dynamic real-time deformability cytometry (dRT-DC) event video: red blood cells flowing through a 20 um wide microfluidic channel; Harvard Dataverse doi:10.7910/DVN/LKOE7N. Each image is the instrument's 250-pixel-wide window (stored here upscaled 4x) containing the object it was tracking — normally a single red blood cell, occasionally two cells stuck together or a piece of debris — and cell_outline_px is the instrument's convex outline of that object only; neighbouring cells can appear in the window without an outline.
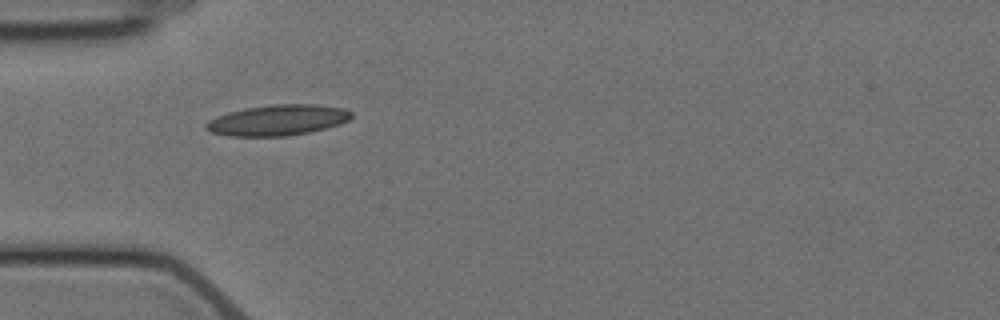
{"species": "Egyptian fruit bat (a non-hibernating species)", "species_latin": "Rousettus aegyptiacus", "temperature_condition": "cold", "stored_images_in_passage": 14, "camera_frame_rate_fps": 3000, "um_per_image_px": 0.085, "animal": {"sex": "female"}, "frame": {"image": 1, "passage_image": 4, "time_ms": 5.333, "image_size_px": [1000, 320], "cell_outline_px": [[352, 116], [348, 120], [340, 124], [308, 132], [284, 136], [228, 136], [212, 132], [204, 128], [204, 124], [208, 120], [216, 116], [228, 112], [244, 108], [272, 104], [312, 104], [344, 108], [352, 112]], "centroid_in_image_um": [23.56, 10.2], "position_along_channel_um": 61.4, "area_um2": 26.01}}
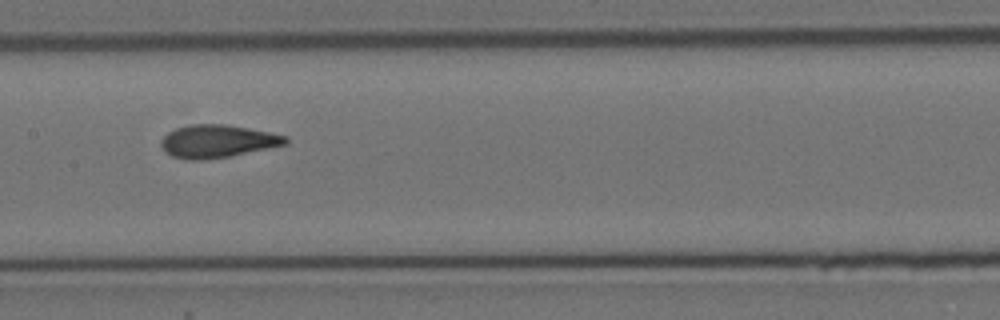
{"frame": {"image": 2, "passage_image": 7, "time_ms": 9.0, "image_size_px": [1000, 320], "cell_outline_px": [[288, 144], [228, 156], [200, 160], [188, 160], [172, 156], [160, 144], [160, 140], [168, 132], [176, 128], [192, 124], [224, 124], [248, 128], [288, 136]], "centroid_in_image_um": [18.48, 12.0], "position_along_channel_um": 188.9, "area_um2": 23.52}}
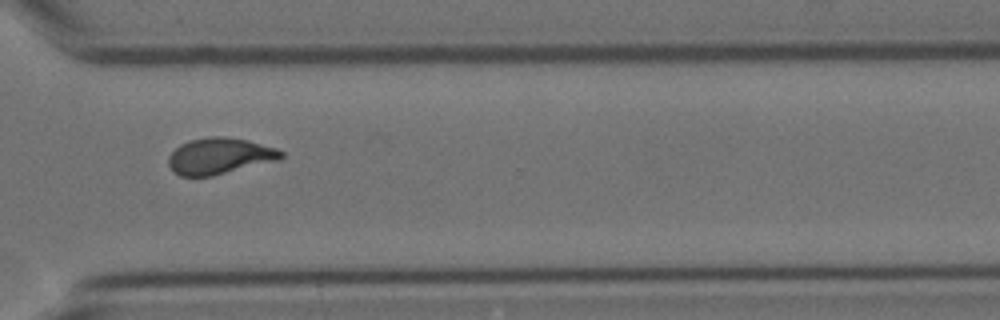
{"frame": {"image": 3, "passage_image": 11, "time_ms": 13.667, "image_size_px": [1000, 320], "cell_outline_px": [[284, 156], [280, 160], [212, 176], [180, 176], [168, 164], [168, 156], [180, 144], [188, 140], [208, 136], [224, 136], [248, 140], [276, 148], [284, 152]], "centroid_in_image_um": [18.69, 13.25], "position_along_channel_um": 351.9, "area_um2": 23.93}, "authors_computed_cell_mechanics": {"area_um2": 23.2934, "velocity_mm_per_s": 3.5069, "shape_relaxation_time_tau1_ms": 4.4095, "shape_relaxation_time_tau2_ms": 1.0267, "deformation_change_tau1": 0.1388, "deformation_change_tau2": 0.0601}}